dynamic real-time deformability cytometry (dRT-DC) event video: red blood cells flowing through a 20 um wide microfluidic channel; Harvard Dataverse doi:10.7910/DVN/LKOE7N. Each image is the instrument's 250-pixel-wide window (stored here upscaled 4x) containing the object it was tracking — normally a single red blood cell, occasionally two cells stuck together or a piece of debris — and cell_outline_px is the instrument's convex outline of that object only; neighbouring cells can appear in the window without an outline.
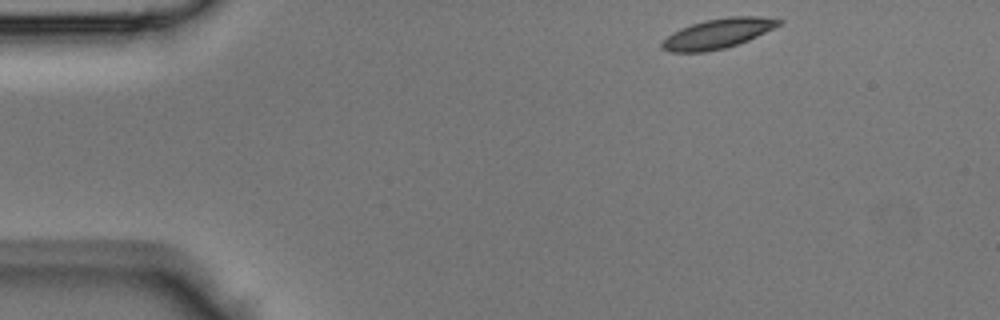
{"species": "Egyptian fruit bat (a non-hibernating species)", "species_latin": "Rousettus aegyptiacus", "temperature_condition": "room temperature", "stored_images_in_passage": 7, "camera_frame_rate_fps": 3000, "um_per_image_px": 0.085, "animal": {"sex": "male"}, "frame": {"image": 1, "passage_image": 1, "time_ms": 0.0, "image_size_px": [1000, 320], "cell_outline_px": [[784, 20], [780, 24], [748, 40], [724, 48], [704, 52], [672, 52], [664, 48], [660, 44], [668, 36], [680, 28], [704, 20], [728, 16], [760, 16]], "centroid_in_image_um": [61.02, 2.83], "position_along_channel_um": 24.0, "area_um2": 19.94}}